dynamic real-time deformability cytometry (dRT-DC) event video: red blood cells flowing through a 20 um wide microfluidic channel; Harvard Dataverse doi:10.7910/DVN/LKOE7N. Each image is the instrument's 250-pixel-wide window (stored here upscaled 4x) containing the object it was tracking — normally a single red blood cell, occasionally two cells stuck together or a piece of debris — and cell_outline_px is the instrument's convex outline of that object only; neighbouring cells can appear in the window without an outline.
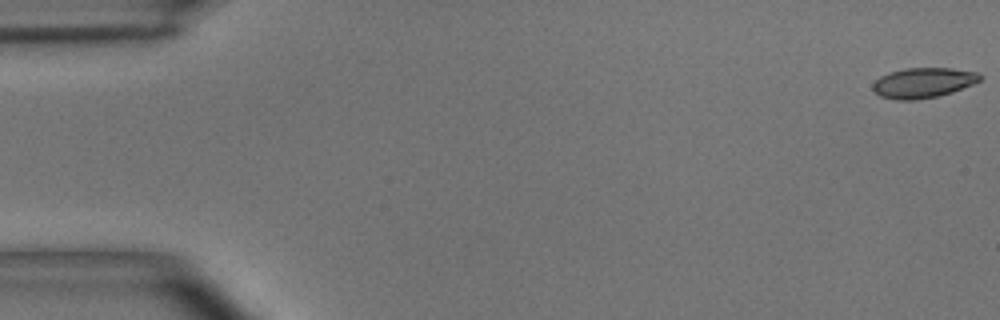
{"species": "common noctule bat (a hibernating species)", "species_latin": "Nyctalus noctula", "temperature_condition": "room temperature", "stored_images_in_passage": 55, "camera_frame_rate_fps": 3000, "um_per_image_px": 0.085, "animal": {"sex": "male", "body_mass_g": 15.6}, "frame": {"image": 1, "passage_image": 1, "time_ms": 0.0, "image_size_px": [1000, 320], "cell_outline_px": [[984, 76], [980, 80], [972, 84], [952, 92], [936, 96], [916, 100], [896, 100], [880, 96], [872, 88], [872, 84], [880, 76], [888, 72], [904, 68], [952, 68], [980, 72]], "centroid_in_image_um": [78.48, 7.02], "position_along_channel_um": 6.5, "area_um2": 18.96}}
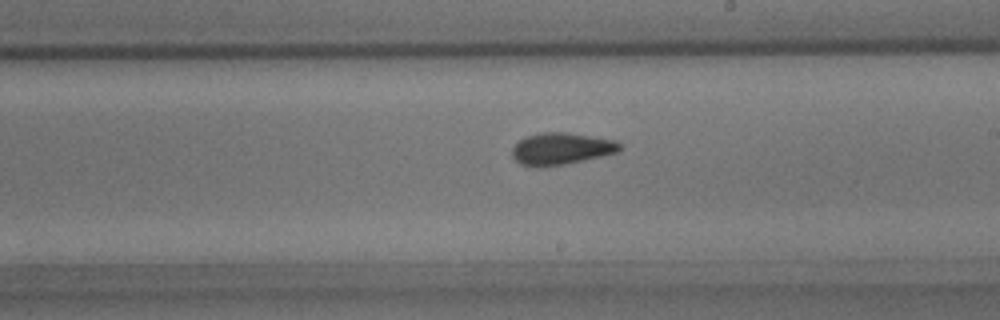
{"frame": {"image": 2, "passage_image": 32, "time_ms": 10.333, "image_size_px": [1000, 320], "cell_outline_px": [[624, 148], [616, 152], [600, 156], [564, 164], [536, 168], [520, 164], [512, 156], [512, 148], [524, 136], [540, 132], [564, 132], [616, 140]], "centroid_in_image_um": [47.67, 12.64], "position_along_channel_um": 241.3, "area_um2": 20.0}}
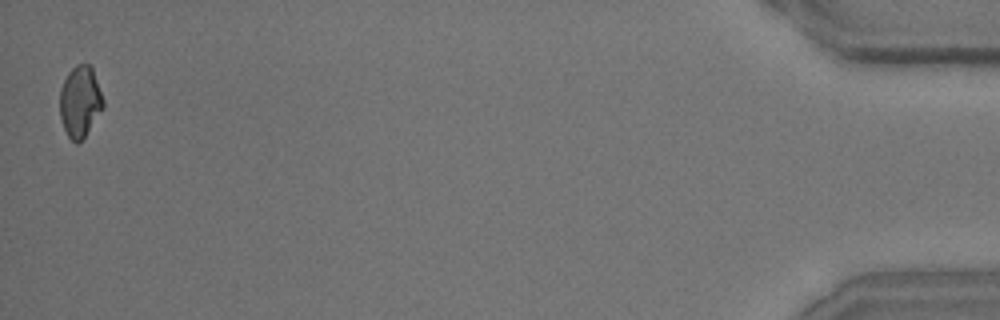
{"frame": {"image": 3, "passage_image": 55, "time_ms": 18.0, "image_size_px": [1000, 320], "cell_outline_px": [[104, 108], [84, 136], [76, 144], [68, 136], [64, 128], [60, 116], [60, 88], [68, 72], [76, 64], [88, 64], [92, 68], [104, 100]], "centroid_in_image_um": [6.8, 8.62], "position_along_channel_um": 428.4, "area_um2": 17.86}, "authors_computed_cell_mechanics": {"area_um2": 19.1896, "velocity_mm_per_s": 3.6208, "shape_relaxation_time_tau1_ms": 7.0989, "shape_relaxation_time_tau2_ms": 1.5103, "deformation_change_tau1": 0.15, "deformation_change_tau2": 0.0567}}